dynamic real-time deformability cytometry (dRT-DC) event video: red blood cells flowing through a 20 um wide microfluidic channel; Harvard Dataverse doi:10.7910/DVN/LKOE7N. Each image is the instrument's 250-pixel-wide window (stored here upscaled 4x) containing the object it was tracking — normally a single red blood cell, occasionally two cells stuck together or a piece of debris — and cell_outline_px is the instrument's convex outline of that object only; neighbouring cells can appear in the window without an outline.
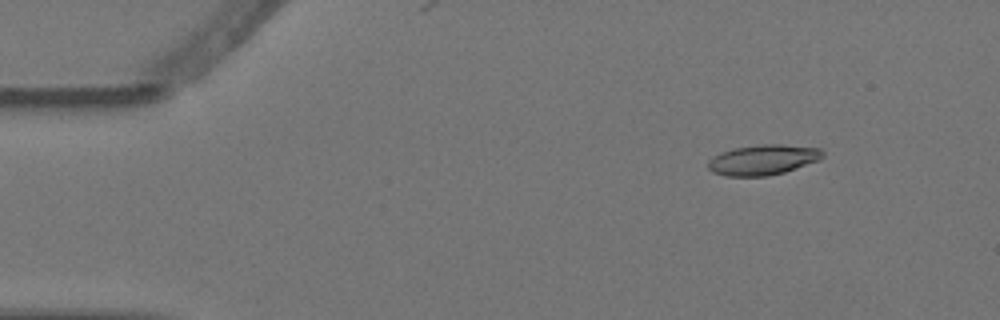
{"species": "Egyptian fruit bat (a non-hibernating species)", "species_latin": "Rousettus aegyptiacus", "temperature_condition": "warm", "stored_images_in_passage": 7, "camera_frame_rate_fps": 3000, "um_per_image_px": 0.085, "animal": {"sex": "female"}, "frame": {"image": 1, "passage_image": 1, "time_ms": 0.0, "image_size_px": [1000, 320], "cell_outline_px": [[824, 156], [820, 160], [784, 172], [768, 176], [724, 176], [712, 172], [708, 168], [708, 160], [712, 156], [720, 152], [732, 148], [760, 144], [784, 144], [820, 148], [824, 152]], "centroid_in_image_um": [64.84, 13.57], "position_along_channel_um": 20.2, "area_um2": 20.52}}
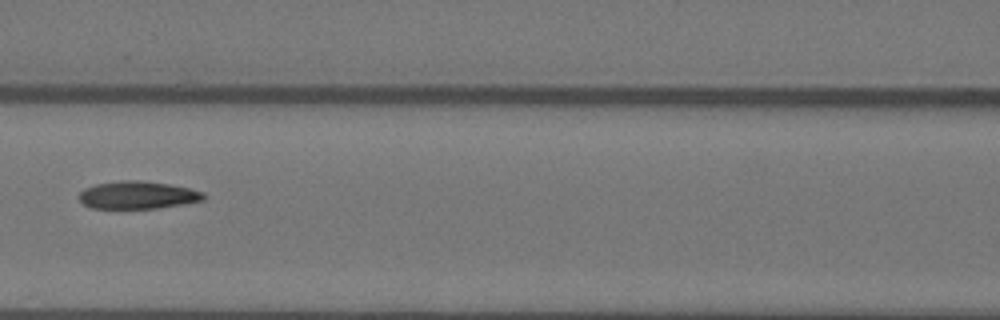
{"frame": {"image": 2, "passage_image": 6, "time_ms": 1.667, "image_size_px": [1000, 320], "cell_outline_px": [[208, 196], [204, 200], [184, 204], [156, 208], [92, 208], [84, 204], [80, 200], [80, 192], [84, 188], [96, 184], [120, 180], [140, 180], [168, 184], [188, 188], [204, 192]], "centroid_in_image_um": [11.73, 16.57], "position_along_channel_um": 154.9, "area_um2": 20.06}}
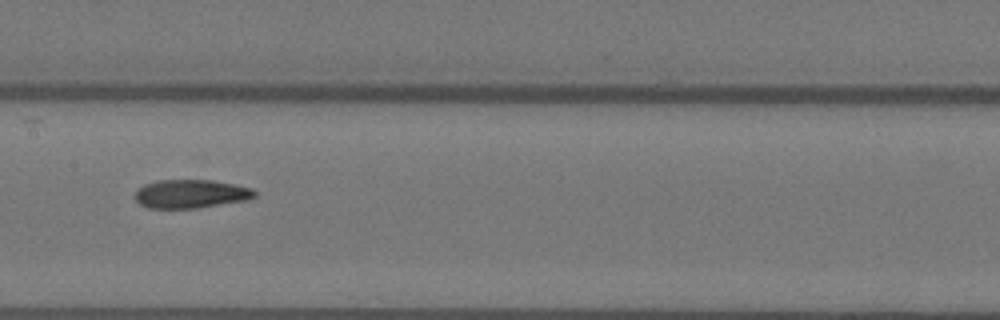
{"frame": {"image": 3, "passage_image": 7, "time_ms": 2.0, "image_size_px": [1000, 320], "cell_outline_px": [[256, 196], [248, 200], [196, 208], [148, 208], [140, 204], [136, 200], [136, 188], [144, 184], [160, 180], [212, 180], [252, 188], [256, 192]], "centroid_in_image_um": [16.21, 16.48], "position_along_channel_um": 191.2, "area_um2": 19.88}}